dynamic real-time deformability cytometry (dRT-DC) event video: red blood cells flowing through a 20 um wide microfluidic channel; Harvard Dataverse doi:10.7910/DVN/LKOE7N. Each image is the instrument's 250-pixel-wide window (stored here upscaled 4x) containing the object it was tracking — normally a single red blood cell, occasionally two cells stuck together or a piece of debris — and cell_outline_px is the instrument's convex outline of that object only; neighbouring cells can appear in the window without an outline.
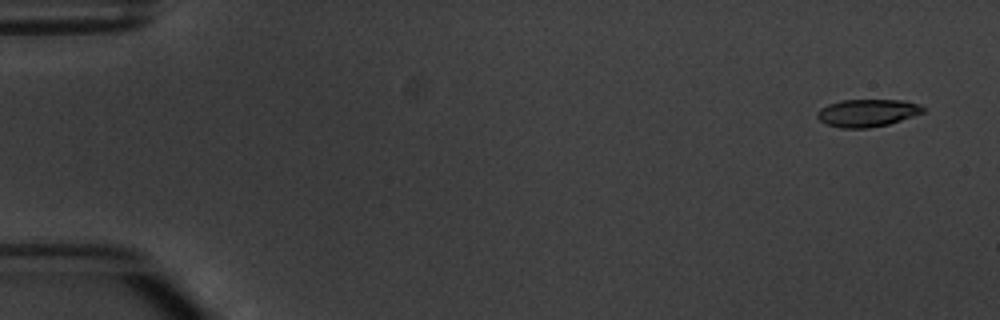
{"species": "common noctule bat (a hibernating species)", "species_latin": "Nyctalus noctula", "temperature_condition": "warm", "stored_images_in_passage": 5, "camera_frame_rate_fps": 3000, "um_per_image_px": 0.085, "animal": {"sex": "male", "body_mass_g": 20.1, "forearm_length_mm": 53.5}, "frame": {"image": 1, "passage_image": 1, "time_ms": 0.0, "image_size_px": [1000, 320], "cell_outline_px": [[928, 108], [924, 112], [888, 124], [868, 128], [840, 128], [828, 124], [820, 120], [816, 116], [816, 112], [820, 108], [828, 104], [840, 100], [904, 100], [920, 104]], "centroid_in_image_um": [73.73, 9.58], "position_along_channel_um": 11.3, "area_um2": 17.05}}
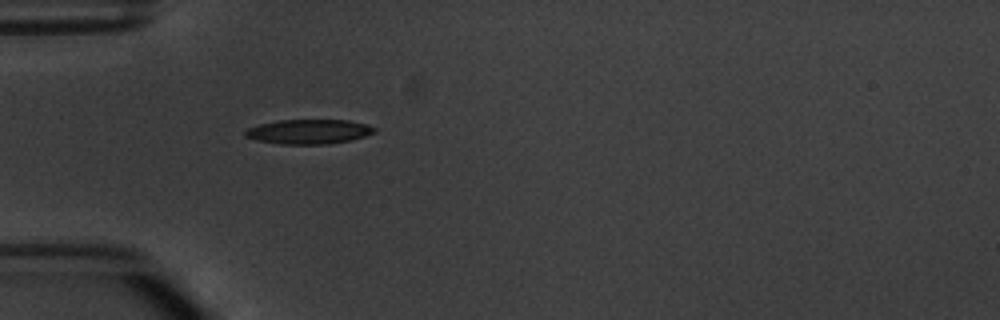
{"frame": {"image": 2, "passage_image": 5, "time_ms": 4.667, "image_size_px": [1000, 320], "cell_outline_px": [[376, 132], [352, 140], [328, 144], [280, 144], [256, 140], [244, 136], [244, 132], [248, 128], [260, 124], [280, 120], [348, 120], [364, 124], [376, 128]], "centroid_in_image_um": [26.24, 11.19], "position_along_channel_um": 58.8, "area_um2": 18.44}}